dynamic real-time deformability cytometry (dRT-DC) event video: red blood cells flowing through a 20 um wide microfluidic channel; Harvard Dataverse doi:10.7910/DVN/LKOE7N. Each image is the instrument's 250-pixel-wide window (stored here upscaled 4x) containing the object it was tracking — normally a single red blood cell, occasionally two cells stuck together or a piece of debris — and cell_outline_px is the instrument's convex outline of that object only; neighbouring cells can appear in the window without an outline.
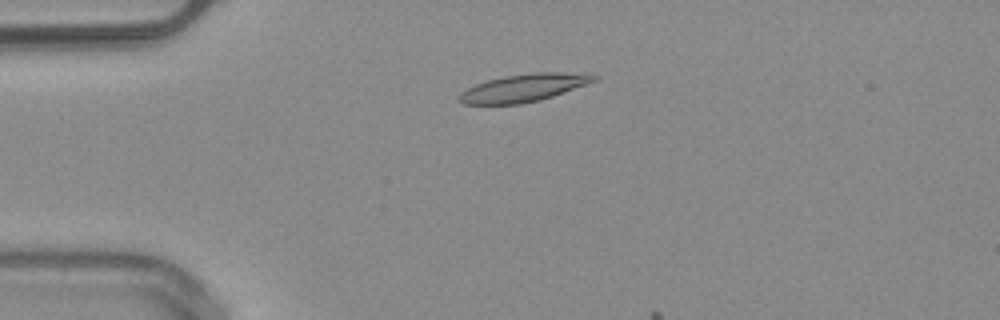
{"species": "common noctule bat (a hibernating species)", "species_latin": "Nyctalus noctula", "temperature_condition": "warm", "stored_images_in_passage": 13, "camera_frame_rate_fps": 3000, "um_per_image_px": 0.085, "animal": {"sex": "male", "body_mass_g": 20.4}, "frame": {"image": 1, "passage_image": 10, "time_ms": 3.0, "image_size_px": [1000, 320], "cell_outline_px": [[600, 76], [596, 80], [588, 84], [540, 100], [520, 104], [464, 104], [456, 100], [456, 96], [460, 92], [476, 84], [488, 80], [504, 76], [532, 72], [592, 72]], "centroid_in_image_um": [44.57, 7.45], "position_along_channel_um": 40.4, "area_um2": 22.14}}